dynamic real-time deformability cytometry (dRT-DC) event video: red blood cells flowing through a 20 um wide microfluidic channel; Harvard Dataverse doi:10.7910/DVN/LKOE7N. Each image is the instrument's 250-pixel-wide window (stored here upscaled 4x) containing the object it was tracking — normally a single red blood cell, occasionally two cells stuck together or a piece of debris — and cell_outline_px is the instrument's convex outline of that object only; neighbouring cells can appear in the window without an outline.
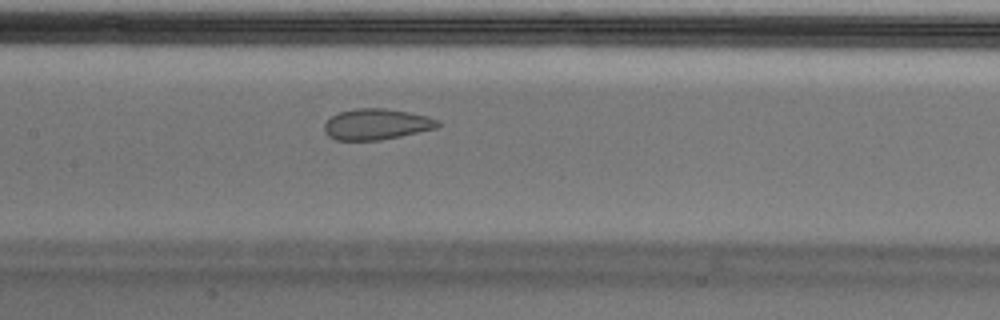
{"species": "Egyptian fruit bat (a non-hibernating species)", "species_latin": "Rousettus aegyptiacus", "temperature_condition": "cold", "stored_images_in_passage": 43, "camera_frame_rate_fps": 3000, "um_per_image_px": 0.085, "animal": {"sex": "male"}, "frame": {"image": 1, "passage_image": 25, "time_ms": 8.0, "image_size_px": [1000, 320], "cell_outline_px": [[440, 124], [436, 128], [400, 136], [380, 140], [336, 140], [328, 136], [324, 132], [324, 124], [332, 116], [340, 112], [356, 108], [384, 108], [408, 112], [428, 116], [440, 120]], "centroid_in_image_um": [32.0, 10.56], "position_along_channel_um": 175.4, "area_um2": 20.4}, "authors_computed_cell_mechanics": {"area_um2": 22.7154, "velocity_mm_per_s": 3.7088, "shape_relaxation_time_tau1_ms": null, "shape_relaxation_time_tau2_ms": 0.902, "deformation_change_tau1": null, "deformation_change_tau2": 0.0578}}